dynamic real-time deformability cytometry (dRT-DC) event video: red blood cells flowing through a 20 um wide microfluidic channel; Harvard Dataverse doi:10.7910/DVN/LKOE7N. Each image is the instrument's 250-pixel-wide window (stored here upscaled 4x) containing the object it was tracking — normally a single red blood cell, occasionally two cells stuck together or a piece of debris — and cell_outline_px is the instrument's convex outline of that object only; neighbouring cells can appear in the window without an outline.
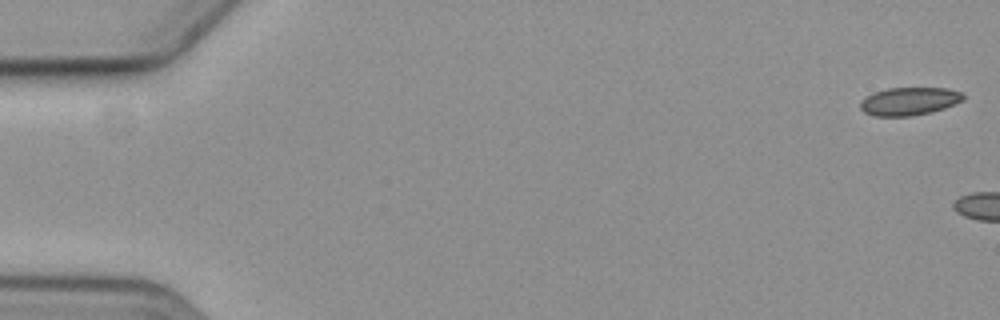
{"species": "common noctule bat (a hibernating species)", "species_latin": "Nyctalus noctula", "temperature_condition": "cold", "stored_images_in_passage": 9, "camera_frame_rate_fps": 3000, "um_per_image_px": 0.085, "animal": {"sex": "female", "body_mass_g": 19.3, "forearm_length_mm": 54.1}, "frame": {"image": 1, "passage_image": 1, "time_ms": 0.0, "image_size_px": [1000, 320], "cell_outline_px": [[964, 100], [944, 108], [932, 112], [912, 116], [876, 116], [864, 112], [860, 108], [860, 100], [872, 92], [888, 88], [948, 88], [964, 92]], "centroid_in_image_um": [77.29, 8.6], "position_along_channel_um": 7.7, "area_um2": 16.99}}
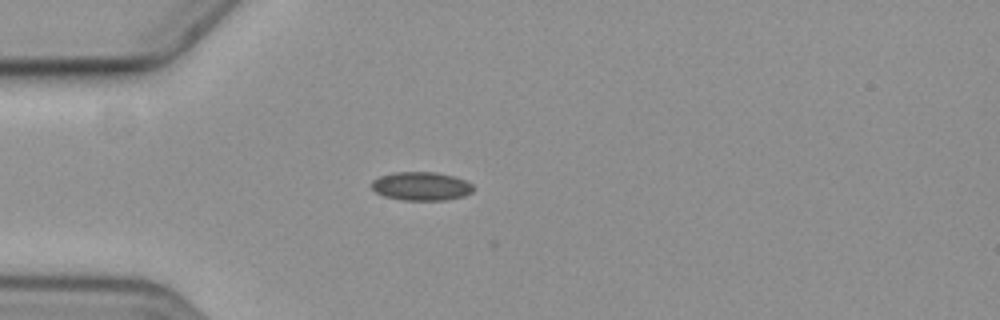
{"frame": {"image": 2, "passage_image": 6, "time_ms": 6.667, "image_size_px": [1000, 320], "cell_outline_px": [[472, 192], [464, 196], [444, 200], [404, 200], [384, 196], [376, 192], [372, 188], [372, 180], [380, 176], [392, 172], [436, 172], [452, 176], [464, 180], [472, 184]], "centroid_in_image_um": [35.78, 15.82], "position_along_channel_um": 49.2, "area_um2": 16.82}}
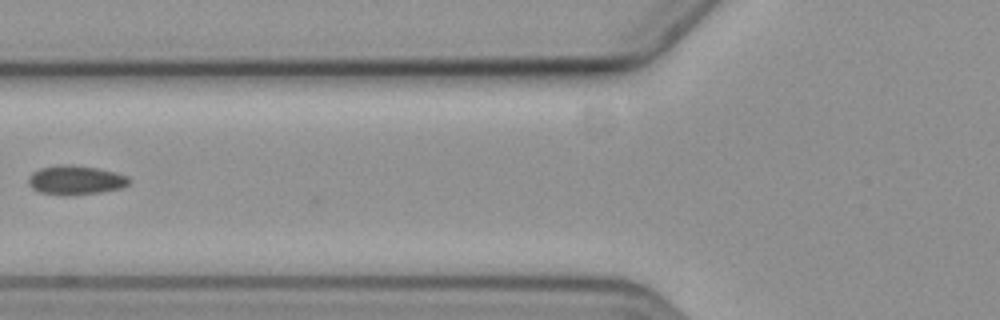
{"frame": {"image": 3, "passage_image": 8, "time_ms": 9.0, "image_size_px": [1000, 320], "cell_outline_px": [[132, 180], [124, 188], [100, 192], [64, 196], [40, 192], [32, 188], [28, 184], [28, 176], [32, 172], [40, 168], [56, 164], [68, 164], [96, 168], [116, 172], [128, 176]], "centroid_in_image_um": [6.42, 15.3], "position_along_channel_um": 119.4, "area_um2": 17.4}}